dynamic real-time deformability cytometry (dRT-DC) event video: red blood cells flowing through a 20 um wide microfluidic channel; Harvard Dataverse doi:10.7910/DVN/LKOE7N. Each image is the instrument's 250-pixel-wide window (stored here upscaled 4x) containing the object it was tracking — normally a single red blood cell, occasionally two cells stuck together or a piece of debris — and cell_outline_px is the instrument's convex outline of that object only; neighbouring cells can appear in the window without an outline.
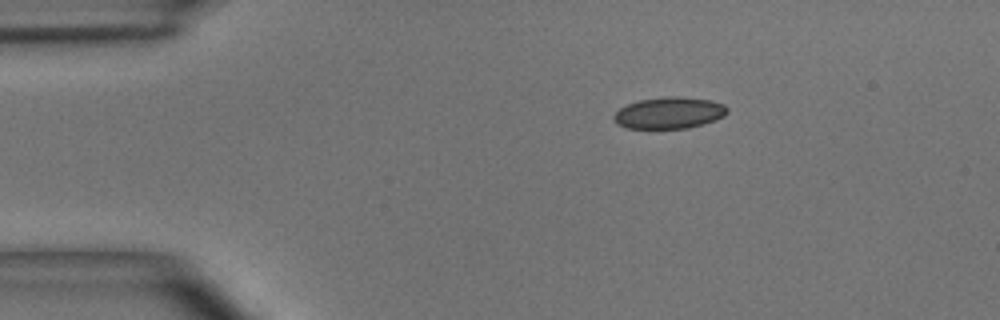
{"species": "common noctule bat (a hibernating species)", "species_latin": "Nyctalus noctula", "temperature_condition": "room temperature", "stored_images_in_passage": 42, "camera_frame_rate_fps": 3000, "um_per_image_px": 0.085, "animal": {"sex": "male", "body_mass_g": 15.6}, "frame": {"image": 1, "passage_image": 2, "time_ms": 0.333, "image_size_px": [1000, 320], "cell_outline_px": [[728, 112], [724, 116], [716, 120], [688, 128], [628, 128], [616, 124], [612, 116], [620, 108], [628, 104], [640, 100], [668, 96], [680, 96], [712, 100], [724, 104], [728, 108]], "centroid_in_image_um": [56.9, 9.59], "position_along_channel_um": 28.1, "area_um2": 20.92}}
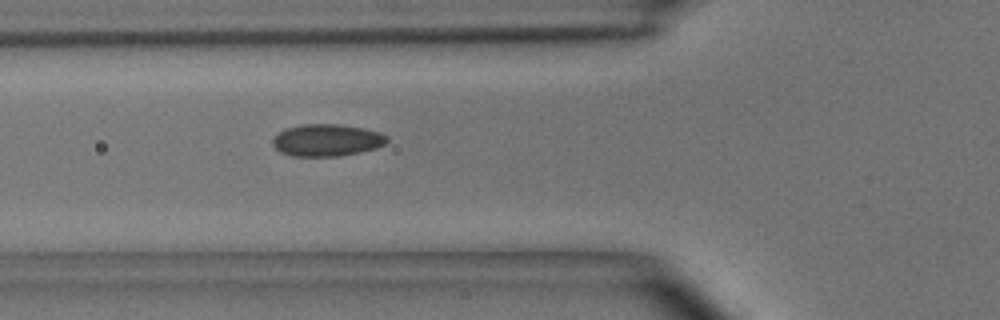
{"frame": {"image": 2, "passage_image": 11, "time_ms": 3.333, "image_size_px": [1000, 320], "cell_outline_px": [[388, 140], [384, 144], [376, 148], [360, 152], [340, 156], [292, 156], [280, 152], [272, 144], [272, 140], [284, 128], [304, 124], [340, 124], [364, 128], [380, 132], [388, 136]], "centroid_in_image_um": [27.79, 11.91], "position_along_channel_um": 98.0, "area_um2": 21.44}}
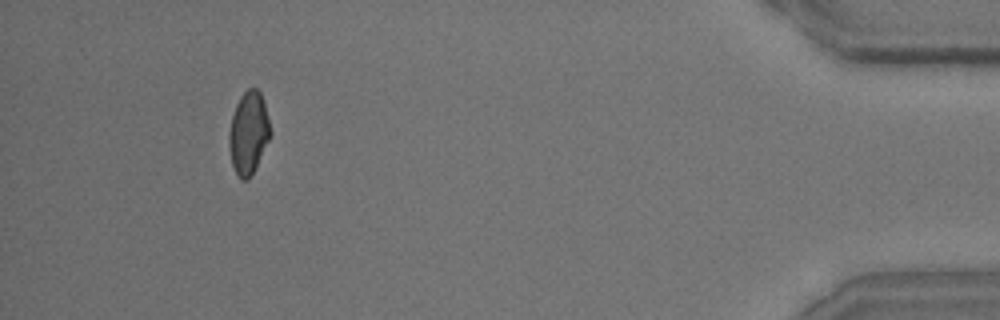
{"frame": {"image": 3, "passage_image": 39, "time_ms": 12.667, "image_size_px": [1000, 320], "cell_outline_px": [[272, 132], [248, 180], [240, 180], [232, 164], [228, 144], [228, 132], [232, 116], [236, 104], [240, 96], [248, 88], [256, 88], [260, 92], [264, 104]], "centroid_in_image_um": [21.1, 11.27], "position_along_channel_um": 414.1, "area_um2": 19.54}, "authors_computed_cell_mechanics": {"area_um2": 20.8369, "velocity_mm_per_s": 4.0676, "shape_relaxation_time_tau1_ms": 6.7017, "shape_relaxation_time_tau2_ms": 1.2248, "deformation_change_tau1": 0.124, "deformation_change_tau2": 0.0615}}